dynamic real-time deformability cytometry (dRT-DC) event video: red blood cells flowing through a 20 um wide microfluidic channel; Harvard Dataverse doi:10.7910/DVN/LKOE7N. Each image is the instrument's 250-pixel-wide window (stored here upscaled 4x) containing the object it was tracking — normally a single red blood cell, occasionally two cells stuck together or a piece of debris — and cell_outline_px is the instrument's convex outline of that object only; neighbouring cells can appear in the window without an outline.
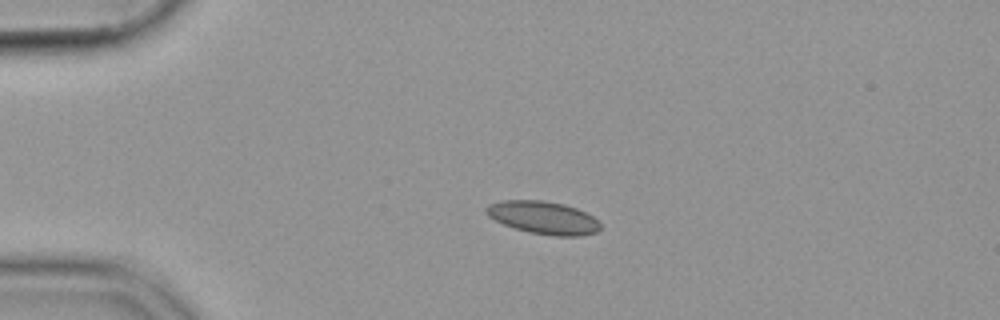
{"species": "common noctule bat (a hibernating species)", "species_latin": "Nyctalus noctula", "temperature_condition": "cold", "stored_images_in_passage": 49, "camera_frame_rate_fps": 3000, "um_per_image_px": 0.085, "animal": {"sex": "female", "body_mass_g": 19.9}, "frame": {"image": 1, "passage_image": 13, "time_ms": 4.0, "image_size_px": [1000, 320], "cell_outline_px": [[600, 228], [596, 232], [580, 236], [552, 236], [528, 232], [504, 224], [488, 216], [484, 212], [484, 208], [488, 204], [500, 200], [540, 200], [564, 204], [576, 208], [592, 216], [600, 224]], "centroid_in_image_um": [46.14, 18.49], "position_along_channel_um": 38.9, "area_um2": 21.79}}
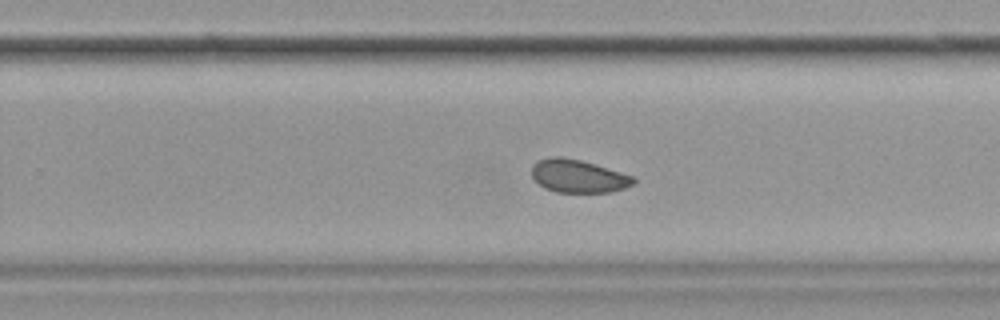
{"frame": {"image": 2, "passage_image": 36, "time_ms": 11.667, "image_size_px": [1000, 320], "cell_outline_px": [[636, 184], [612, 192], [556, 192], [544, 188], [532, 176], [532, 164], [540, 160], [552, 156], [560, 156], [580, 160], [596, 164], [632, 176], [636, 180]], "centroid_in_image_um": [49.16, 14.97], "position_along_channel_um": 280.6, "area_um2": 19.54}}
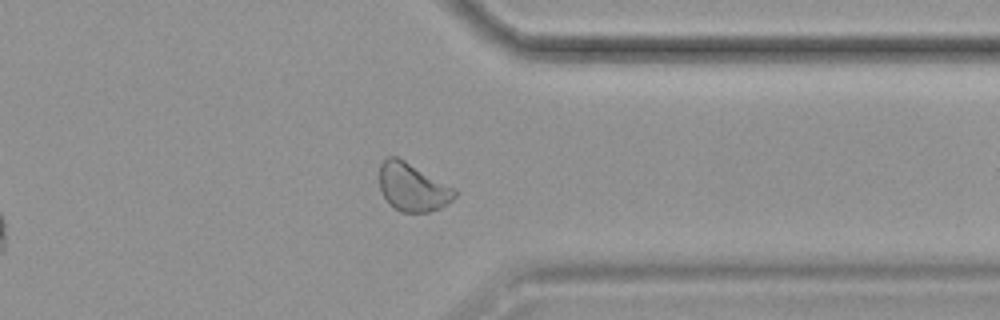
{"frame": {"image": 3, "passage_image": 44, "time_ms": 14.333, "image_size_px": [1000, 320], "cell_outline_px": [[456, 196], [448, 204], [440, 208], [428, 212], [400, 212], [388, 204], [380, 192], [380, 164], [388, 156], [396, 156], [404, 160], [456, 188]], "centroid_in_image_um": [35.07, 15.93], "position_along_channel_um": 376.3, "area_um2": 21.27}}